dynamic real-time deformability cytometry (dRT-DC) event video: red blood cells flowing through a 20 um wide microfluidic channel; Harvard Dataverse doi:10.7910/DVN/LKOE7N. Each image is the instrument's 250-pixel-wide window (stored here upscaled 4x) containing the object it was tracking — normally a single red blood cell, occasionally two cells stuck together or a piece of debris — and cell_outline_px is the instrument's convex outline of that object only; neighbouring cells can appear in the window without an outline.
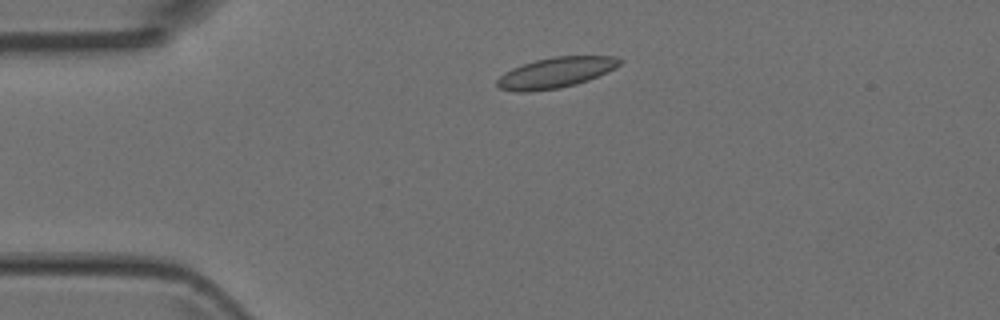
{"species": "Egyptian fruit bat (a non-hibernating species)", "species_latin": "Rousettus aegyptiacus", "temperature_condition": "room temperature", "stored_images_in_passage": 2, "camera_frame_rate_fps": 3000, "um_per_image_px": 0.085, "animal": {"sex": "female"}, "frame": {"image": 1, "passage_image": 1, "time_ms": 0.0, "image_size_px": [1000, 320], "cell_outline_px": [[624, 60], [620, 64], [588, 80], [576, 84], [560, 88], [528, 92], [512, 92], [496, 88], [496, 80], [504, 72], [512, 68], [536, 60], [552, 56], [616, 56]], "centroid_in_image_um": [47.16, 6.18], "position_along_channel_um": 37.8, "area_um2": 21.85}}